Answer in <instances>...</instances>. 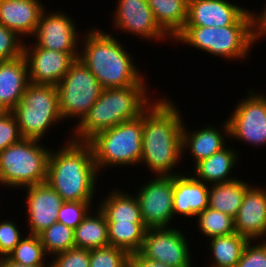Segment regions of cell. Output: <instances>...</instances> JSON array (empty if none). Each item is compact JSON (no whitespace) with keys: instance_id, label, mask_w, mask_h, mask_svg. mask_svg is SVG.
Listing matches in <instances>:
<instances>
[{"instance_id":"1","label":"cell","mask_w":266,"mask_h":267,"mask_svg":"<svg viewBox=\"0 0 266 267\" xmlns=\"http://www.w3.org/2000/svg\"><path fill=\"white\" fill-rule=\"evenodd\" d=\"M170 100L156 99L143 112L141 162L159 176H175L172 170L181 163L183 119ZM177 164V165H176Z\"/></svg>"},{"instance_id":"2","label":"cell","mask_w":266,"mask_h":267,"mask_svg":"<svg viewBox=\"0 0 266 267\" xmlns=\"http://www.w3.org/2000/svg\"><path fill=\"white\" fill-rule=\"evenodd\" d=\"M99 171L87 142L69 140L48 158L46 183L64 201H92Z\"/></svg>"},{"instance_id":"3","label":"cell","mask_w":266,"mask_h":267,"mask_svg":"<svg viewBox=\"0 0 266 267\" xmlns=\"http://www.w3.org/2000/svg\"><path fill=\"white\" fill-rule=\"evenodd\" d=\"M79 58L99 81L101 87L125 88L146 79L122 43L109 32L88 30Z\"/></svg>"},{"instance_id":"4","label":"cell","mask_w":266,"mask_h":267,"mask_svg":"<svg viewBox=\"0 0 266 267\" xmlns=\"http://www.w3.org/2000/svg\"><path fill=\"white\" fill-rule=\"evenodd\" d=\"M142 80L125 88L102 89L99 98L83 120L76 124L70 139L88 142L99 132L139 117L154 101Z\"/></svg>"},{"instance_id":"5","label":"cell","mask_w":266,"mask_h":267,"mask_svg":"<svg viewBox=\"0 0 266 267\" xmlns=\"http://www.w3.org/2000/svg\"><path fill=\"white\" fill-rule=\"evenodd\" d=\"M255 14L247 10L226 27H184L173 40L232 61L244 60L256 42Z\"/></svg>"},{"instance_id":"6","label":"cell","mask_w":266,"mask_h":267,"mask_svg":"<svg viewBox=\"0 0 266 267\" xmlns=\"http://www.w3.org/2000/svg\"><path fill=\"white\" fill-rule=\"evenodd\" d=\"M143 113L99 132L87 143L91 146L98 171L108 166L138 165L142 155Z\"/></svg>"},{"instance_id":"7","label":"cell","mask_w":266,"mask_h":267,"mask_svg":"<svg viewBox=\"0 0 266 267\" xmlns=\"http://www.w3.org/2000/svg\"><path fill=\"white\" fill-rule=\"evenodd\" d=\"M39 143V140L22 138L0 152L2 186L25 189L46 182L51 150Z\"/></svg>"},{"instance_id":"8","label":"cell","mask_w":266,"mask_h":267,"mask_svg":"<svg viewBox=\"0 0 266 267\" xmlns=\"http://www.w3.org/2000/svg\"><path fill=\"white\" fill-rule=\"evenodd\" d=\"M12 112L22 137L40 141L47 130H50L49 127L63 120L57 86L30 83Z\"/></svg>"},{"instance_id":"9","label":"cell","mask_w":266,"mask_h":267,"mask_svg":"<svg viewBox=\"0 0 266 267\" xmlns=\"http://www.w3.org/2000/svg\"><path fill=\"white\" fill-rule=\"evenodd\" d=\"M102 87L92 72L76 59L57 84L60 115L63 120L79 118L80 123L95 104Z\"/></svg>"},{"instance_id":"10","label":"cell","mask_w":266,"mask_h":267,"mask_svg":"<svg viewBox=\"0 0 266 267\" xmlns=\"http://www.w3.org/2000/svg\"><path fill=\"white\" fill-rule=\"evenodd\" d=\"M249 94V95H248ZM227 119L229 137L252 145L266 144V95L249 89Z\"/></svg>"},{"instance_id":"11","label":"cell","mask_w":266,"mask_h":267,"mask_svg":"<svg viewBox=\"0 0 266 267\" xmlns=\"http://www.w3.org/2000/svg\"><path fill=\"white\" fill-rule=\"evenodd\" d=\"M184 235L174 227L147 228L139 253L146 259L162 262L169 267H193L191 247Z\"/></svg>"},{"instance_id":"12","label":"cell","mask_w":266,"mask_h":267,"mask_svg":"<svg viewBox=\"0 0 266 267\" xmlns=\"http://www.w3.org/2000/svg\"><path fill=\"white\" fill-rule=\"evenodd\" d=\"M135 196L147 228L170 227L173 214V176H159L139 187Z\"/></svg>"},{"instance_id":"13","label":"cell","mask_w":266,"mask_h":267,"mask_svg":"<svg viewBox=\"0 0 266 267\" xmlns=\"http://www.w3.org/2000/svg\"><path fill=\"white\" fill-rule=\"evenodd\" d=\"M114 12V29L145 40H172L156 21L147 0H118Z\"/></svg>"},{"instance_id":"14","label":"cell","mask_w":266,"mask_h":267,"mask_svg":"<svg viewBox=\"0 0 266 267\" xmlns=\"http://www.w3.org/2000/svg\"><path fill=\"white\" fill-rule=\"evenodd\" d=\"M40 16L33 39L35 46L58 52L79 53L78 32L71 16L58 12L46 13ZM78 45V46H77Z\"/></svg>"},{"instance_id":"15","label":"cell","mask_w":266,"mask_h":267,"mask_svg":"<svg viewBox=\"0 0 266 267\" xmlns=\"http://www.w3.org/2000/svg\"><path fill=\"white\" fill-rule=\"evenodd\" d=\"M24 43L23 55L28 64L29 82L36 85H53L61 81L79 53L58 52Z\"/></svg>"},{"instance_id":"16","label":"cell","mask_w":266,"mask_h":267,"mask_svg":"<svg viewBox=\"0 0 266 267\" xmlns=\"http://www.w3.org/2000/svg\"><path fill=\"white\" fill-rule=\"evenodd\" d=\"M27 219L31 235H39L58 221V212L64 200L46 182L25 187Z\"/></svg>"},{"instance_id":"17","label":"cell","mask_w":266,"mask_h":267,"mask_svg":"<svg viewBox=\"0 0 266 267\" xmlns=\"http://www.w3.org/2000/svg\"><path fill=\"white\" fill-rule=\"evenodd\" d=\"M234 230L249 241L266 238V189L249 186L234 218Z\"/></svg>"},{"instance_id":"18","label":"cell","mask_w":266,"mask_h":267,"mask_svg":"<svg viewBox=\"0 0 266 267\" xmlns=\"http://www.w3.org/2000/svg\"><path fill=\"white\" fill-rule=\"evenodd\" d=\"M246 11L229 0H189L185 27L231 26Z\"/></svg>"},{"instance_id":"19","label":"cell","mask_w":266,"mask_h":267,"mask_svg":"<svg viewBox=\"0 0 266 267\" xmlns=\"http://www.w3.org/2000/svg\"><path fill=\"white\" fill-rule=\"evenodd\" d=\"M209 184L190 176L179 173L173 176V214L195 217L209 207Z\"/></svg>"},{"instance_id":"20","label":"cell","mask_w":266,"mask_h":267,"mask_svg":"<svg viewBox=\"0 0 266 267\" xmlns=\"http://www.w3.org/2000/svg\"><path fill=\"white\" fill-rule=\"evenodd\" d=\"M45 9L39 0H0V24L15 31L21 38H33Z\"/></svg>"},{"instance_id":"21","label":"cell","mask_w":266,"mask_h":267,"mask_svg":"<svg viewBox=\"0 0 266 267\" xmlns=\"http://www.w3.org/2000/svg\"><path fill=\"white\" fill-rule=\"evenodd\" d=\"M30 84L24 55L0 61V111H13Z\"/></svg>"},{"instance_id":"22","label":"cell","mask_w":266,"mask_h":267,"mask_svg":"<svg viewBox=\"0 0 266 267\" xmlns=\"http://www.w3.org/2000/svg\"><path fill=\"white\" fill-rule=\"evenodd\" d=\"M223 130H217L213 125L204 126L198 130L189 131L188 128L183 123L182 129V155L187 149L191 152L193 156L194 165L206 158H209L214 153L221 151L226 147L225 136L229 137V124L225 120L223 122ZM224 134V135H223ZM187 148V149H186Z\"/></svg>"},{"instance_id":"23","label":"cell","mask_w":266,"mask_h":267,"mask_svg":"<svg viewBox=\"0 0 266 267\" xmlns=\"http://www.w3.org/2000/svg\"><path fill=\"white\" fill-rule=\"evenodd\" d=\"M238 160L237 150L225 147L209 158L197 162L192 169L193 176L210 185L234 180L236 177H231V173Z\"/></svg>"},{"instance_id":"24","label":"cell","mask_w":266,"mask_h":267,"mask_svg":"<svg viewBox=\"0 0 266 267\" xmlns=\"http://www.w3.org/2000/svg\"><path fill=\"white\" fill-rule=\"evenodd\" d=\"M98 205L107 222L143 223L138 200L129 192L114 189Z\"/></svg>"},{"instance_id":"25","label":"cell","mask_w":266,"mask_h":267,"mask_svg":"<svg viewBox=\"0 0 266 267\" xmlns=\"http://www.w3.org/2000/svg\"><path fill=\"white\" fill-rule=\"evenodd\" d=\"M249 186L248 182L237 178L228 182L211 184L208 192L209 207L235 218Z\"/></svg>"},{"instance_id":"26","label":"cell","mask_w":266,"mask_h":267,"mask_svg":"<svg viewBox=\"0 0 266 267\" xmlns=\"http://www.w3.org/2000/svg\"><path fill=\"white\" fill-rule=\"evenodd\" d=\"M161 28L174 39L185 27L189 0H147Z\"/></svg>"},{"instance_id":"27","label":"cell","mask_w":266,"mask_h":267,"mask_svg":"<svg viewBox=\"0 0 266 267\" xmlns=\"http://www.w3.org/2000/svg\"><path fill=\"white\" fill-rule=\"evenodd\" d=\"M74 243L88 250L110 246L107 220L99 208L95 214L89 212L74 229Z\"/></svg>"},{"instance_id":"28","label":"cell","mask_w":266,"mask_h":267,"mask_svg":"<svg viewBox=\"0 0 266 267\" xmlns=\"http://www.w3.org/2000/svg\"><path fill=\"white\" fill-rule=\"evenodd\" d=\"M212 265L210 267H235L248 239L237 232L210 238Z\"/></svg>"},{"instance_id":"29","label":"cell","mask_w":266,"mask_h":267,"mask_svg":"<svg viewBox=\"0 0 266 267\" xmlns=\"http://www.w3.org/2000/svg\"><path fill=\"white\" fill-rule=\"evenodd\" d=\"M107 224L110 246L120 248L129 255L141 250L147 229L144 223L107 222Z\"/></svg>"},{"instance_id":"30","label":"cell","mask_w":266,"mask_h":267,"mask_svg":"<svg viewBox=\"0 0 266 267\" xmlns=\"http://www.w3.org/2000/svg\"><path fill=\"white\" fill-rule=\"evenodd\" d=\"M45 255L39 235L28 234L20 240L7 258L25 266H49L45 263V258H48Z\"/></svg>"},{"instance_id":"31","label":"cell","mask_w":266,"mask_h":267,"mask_svg":"<svg viewBox=\"0 0 266 267\" xmlns=\"http://www.w3.org/2000/svg\"><path fill=\"white\" fill-rule=\"evenodd\" d=\"M39 237L46 256H54L75 247L74 229L58 221L41 232Z\"/></svg>"},{"instance_id":"32","label":"cell","mask_w":266,"mask_h":267,"mask_svg":"<svg viewBox=\"0 0 266 267\" xmlns=\"http://www.w3.org/2000/svg\"><path fill=\"white\" fill-rule=\"evenodd\" d=\"M198 227L205 237L229 235L235 232L234 218L207 207L197 215Z\"/></svg>"},{"instance_id":"33","label":"cell","mask_w":266,"mask_h":267,"mask_svg":"<svg viewBox=\"0 0 266 267\" xmlns=\"http://www.w3.org/2000/svg\"><path fill=\"white\" fill-rule=\"evenodd\" d=\"M130 255L114 246L90 250L89 267H128Z\"/></svg>"},{"instance_id":"34","label":"cell","mask_w":266,"mask_h":267,"mask_svg":"<svg viewBox=\"0 0 266 267\" xmlns=\"http://www.w3.org/2000/svg\"><path fill=\"white\" fill-rule=\"evenodd\" d=\"M92 201H64L58 212V222L75 229L91 212Z\"/></svg>"},{"instance_id":"35","label":"cell","mask_w":266,"mask_h":267,"mask_svg":"<svg viewBox=\"0 0 266 267\" xmlns=\"http://www.w3.org/2000/svg\"><path fill=\"white\" fill-rule=\"evenodd\" d=\"M24 39H21L15 31L0 24V61H9L22 56Z\"/></svg>"},{"instance_id":"36","label":"cell","mask_w":266,"mask_h":267,"mask_svg":"<svg viewBox=\"0 0 266 267\" xmlns=\"http://www.w3.org/2000/svg\"><path fill=\"white\" fill-rule=\"evenodd\" d=\"M12 111H0V152L22 139Z\"/></svg>"},{"instance_id":"37","label":"cell","mask_w":266,"mask_h":267,"mask_svg":"<svg viewBox=\"0 0 266 267\" xmlns=\"http://www.w3.org/2000/svg\"><path fill=\"white\" fill-rule=\"evenodd\" d=\"M52 259L49 267H89L90 250L73 247L56 254Z\"/></svg>"},{"instance_id":"38","label":"cell","mask_w":266,"mask_h":267,"mask_svg":"<svg viewBox=\"0 0 266 267\" xmlns=\"http://www.w3.org/2000/svg\"><path fill=\"white\" fill-rule=\"evenodd\" d=\"M235 267H266V241H248Z\"/></svg>"},{"instance_id":"39","label":"cell","mask_w":266,"mask_h":267,"mask_svg":"<svg viewBox=\"0 0 266 267\" xmlns=\"http://www.w3.org/2000/svg\"><path fill=\"white\" fill-rule=\"evenodd\" d=\"M22 238L20 229L13 221L2 220L0 222V258L7 257Z\"/></svg>"},{"instance_id":"40","label":"cell","mask_w":266,"mask_h":267,"mask_svg":"<svg viewBox=\"0 0 266 267\" xmlns=\"http://www.w3.org/2000/svg\"><path fill=\"white\" fill-rule=\"evenodd\" d=\"M128 267H169L162 262L144 258L139 252L129 257Z\"/></svg>"},{"instance_id":"41","label":"cell","mask_w":266,"mask_h":267,"mask_svg":"<svg viewBox=\"0 0 266 267\" xmlns=\"http://www.w3.org/2000/svg\"><path fill=\"white\" fill-rule=\"evenodd\" d=\"M256 42L266 36V5L262 13L255 14Z\"/></svg>"},{"instance_id":"42","label":"cell","mask_w":266,"mask_h":267,"mask_svg":"<svg viewBox=\"0 0 266 267\" xmlns=\"http://www.w3.org/2000/svg\"><path fill=\"white\" fill-rule=\"evenodd\" d=\"M2 267H49V266H25V265L10 261L7 257H3Z\"/></svg>"},{"instance_id":"43","label":"cell","mask_w":266,"mask_h":267,"mask_svg":"<svg viewBox=\"0 0 266 267\" xmlns=\"http://www.w3.org/2000/svg\"><path fill=\"white\" fill-rule=\"evenodd\" d=\"M0 267H2V258H0Z\"/></svg>"}]
</instances>
